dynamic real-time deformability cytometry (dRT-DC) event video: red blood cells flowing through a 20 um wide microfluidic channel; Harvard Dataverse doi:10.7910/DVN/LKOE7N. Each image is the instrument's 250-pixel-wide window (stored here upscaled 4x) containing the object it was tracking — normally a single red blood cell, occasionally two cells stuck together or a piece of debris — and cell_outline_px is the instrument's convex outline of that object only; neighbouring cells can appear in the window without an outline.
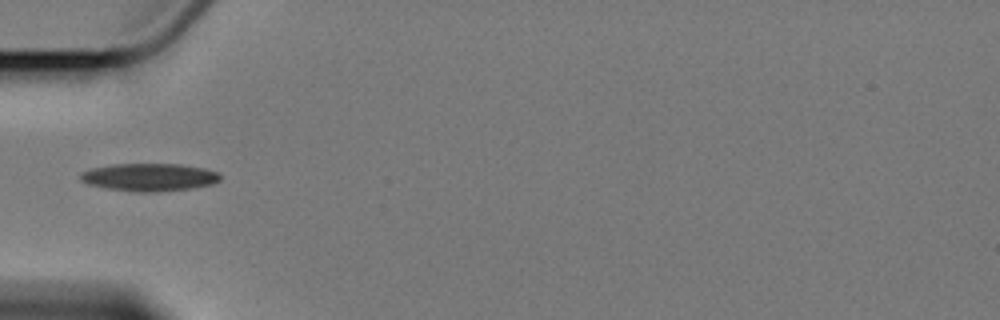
{"species": "Egyptian fruit bat (a non-hibernating species)", "species_latin": "Rousettus aegyptiacus", "temperature_condition": "cold", "stored_images_in_passage": 10, "camera_frame_rate_fps": 3000, "um_per_image_px": 0.085, "animal": {"sex": "female"}, "frame": {"image": 1, "passage_image": 4, "time_ms": 3.667, "image_size_px": [1000, 320], "cell_outline_px": [[220, 180], [212, 184], [192, 188], [156, 192], [136, 192], [104, 188], [88, 184], [80, 180], [80, 176], [84, 172], [92, 168], [112, 164], [180, 164], [204, 168], [216, 172], [220, 176]], "centroid_in_image_um": [12.68, 15.07], "position_along_channel_um": 72.3, "area_um2": 22.54}}
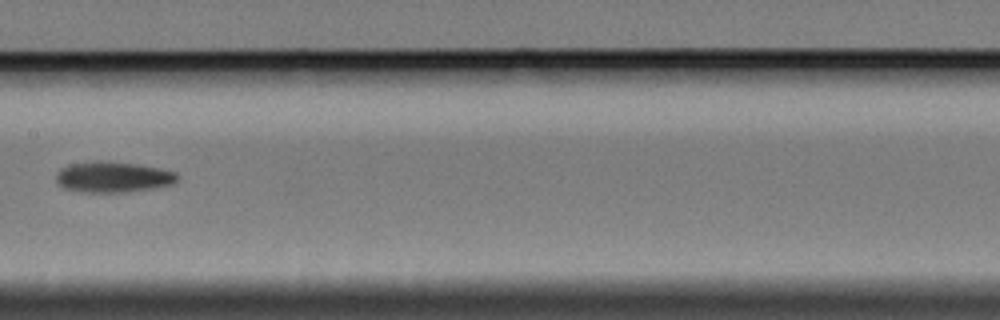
{"frame": {"image": 2, "passage_image": 7, "time_ms": 7.333, "image_size_px": [1000, 320], "cell_outline_px": [[180, 176], [172, 184], [152, 188], [124, 192], [84, 192], [64, 188], [56, 180], [56, 172], [60, 168], [68, 164], [96, 160], [108, 160], [136, 164], [160, 168], [176, 172]], "centroid_in_image_um": [9.58, 15.02], "position_along_channel_um": 197.8, "area_um2": 21.91}}
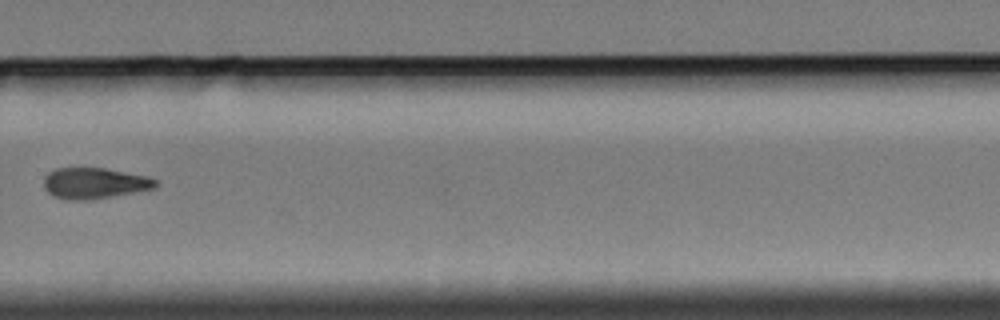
{"frame": {"image": 3, "passage_image": 10, "time_ms": 11.0, "image_size_px": [1000, 320], "cell_outline_px": [[156, 188], [88, 200], [68, 200], [52, 196], [44, 188], [44, 176], [48, 172], [56, 168], [104, 168], [148, 176], [156, 180]], "centroid_in_image_um": [7.99, 15.57], "position_along_channel_um": 321.8, "area_um2": 20.11}}